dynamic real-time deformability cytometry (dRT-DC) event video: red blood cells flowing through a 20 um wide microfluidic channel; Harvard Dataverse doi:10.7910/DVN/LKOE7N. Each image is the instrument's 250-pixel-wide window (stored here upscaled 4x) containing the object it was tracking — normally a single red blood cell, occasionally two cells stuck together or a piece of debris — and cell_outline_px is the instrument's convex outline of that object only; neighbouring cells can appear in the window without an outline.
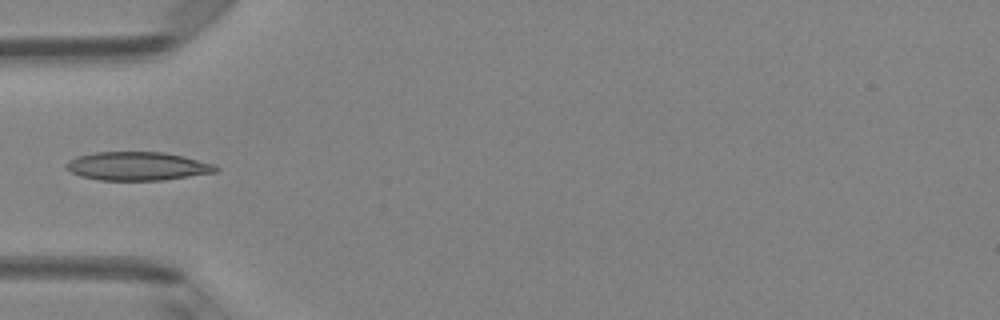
{"species": "Egyptian fruit bat (a non-hibernating species)", "species_latin": "Rousettus aegyptiacus", "temperature_condition": "room temperature", "stored_images_in_passage": 5, "camera_frame_rate_fps": 3000, "um_per_image_px": 0.085, "animal": {"sex": "female"}, "frame": {"image": 1, "passage_image": 4, "time_ms": 1.0, "image_size_px": [1000, 320], "cell_outline_px": [[220, 168], [216, 172], [164, 180], [100, 180], [80, 176], [64, 168], [68, 160], [76, 156], [96, 152], [164, 152], [184, 156], [216, 164]], "centroid_in_image_um": [11.7, 14.12], "position_along_channel_um": 73.3, "area_um2": 25.03}}
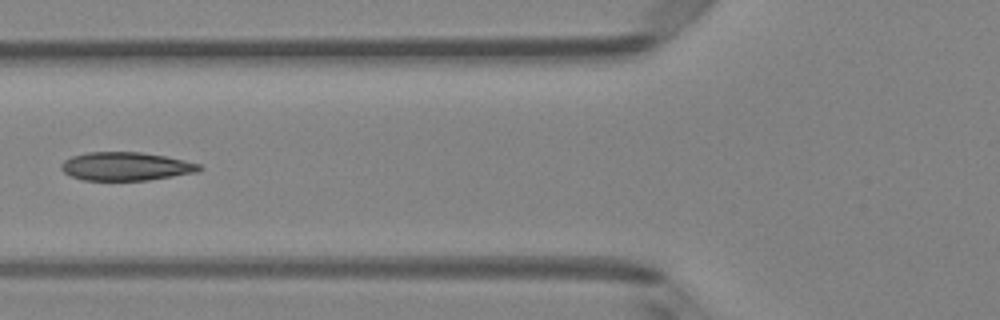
{"frame": {"image": 2, "passage_image": 5, "time_ms": 1.333, "image_size_px": [1000, 320], "cell_outline_px": [[204, 168], [196, 172], [148, 180], [84, 180], [72, 176], [64, 172], [60, 168], [60, 164], [64, 160], [72, 156], [88, 152], [140, 152], [164, 156], [184, 160], [200, 164]], "centroid_in_image_um": [10.69, 14.14], "position_along_channel_um": 115.1, "area_um2": 22.72}}